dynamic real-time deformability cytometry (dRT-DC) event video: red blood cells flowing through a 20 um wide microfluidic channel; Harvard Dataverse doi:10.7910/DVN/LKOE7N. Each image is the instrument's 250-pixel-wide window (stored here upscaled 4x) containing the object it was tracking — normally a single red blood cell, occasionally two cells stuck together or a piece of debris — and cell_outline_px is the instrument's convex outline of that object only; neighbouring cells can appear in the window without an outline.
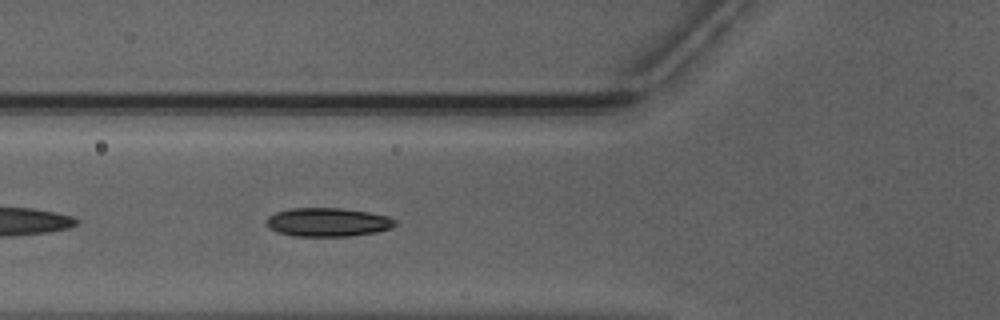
{"species": "Egyptian fruit bat (a non-hibernating species)", "species_latin": "Rousettus aegyptiacus", "temperature_condition": "warm", "stored_images_in_passage": 39, "camera_frame_rate_fps": 3000, "um_per_image_px": 0.085, "animal": {"sex": "male"}, "frame": {"image": 1, "passage_image": 5, "time_ms": 1.333, "image_size_px": [1000, 320], "cell_outline_px": [[400, 224], [392, 228], [376, 232], [348, 236], [292, 236], [268, 228], [268, 216], [276, 212], [288, 208], [340, 208], [368, 212], [388, 216], [396, 220]], "centroid_in_image_um": [27.91, 18.88], "position_along_channel_um": 97.9, "area_um2": 21.56}}
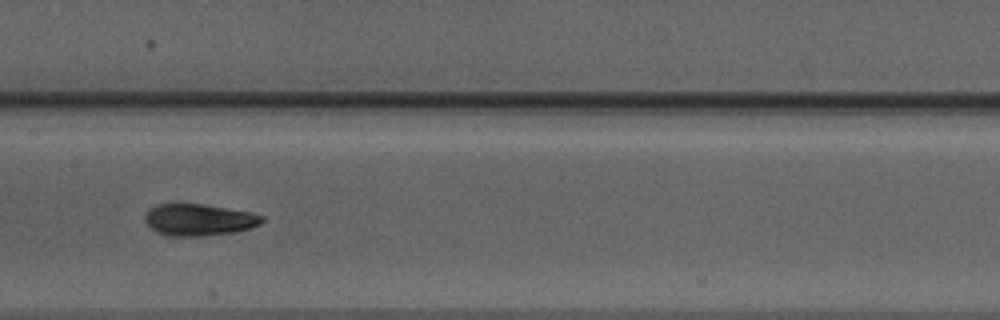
{"frame": {"image": 2, "passage_image": 12, "time_ms": 3.667, "image_size_px": [1000, 320], "cell_outline_px": [[264, 220], [260, 224], [252, 228], [236, 232], [200, 236], [164, 236], [156, 232], [144, 220], [144, 216], [148, 208], [156, 204], [200, 204], [228, 208], [252, 212], [264, 216]], "centroid_in_image_um": [16.91, 18.68], "position_along_channel_um": 190.5, "area_um2": 21.91}}
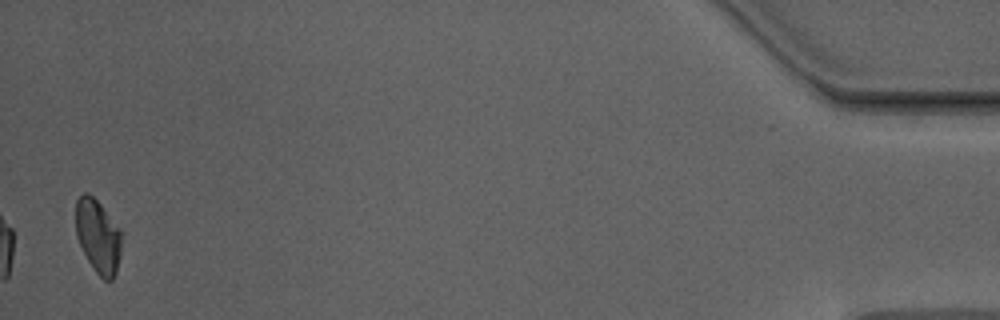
{"frame": {"image": 3, "passage_image": 37, "time_ms": 12.0, "image_size_px": [1000, 320], "cell_outline_px": [[124, 232], [120, 256], [116, 272], [112, 280], [104, 280], [92, 268], [76, 236], [76, 200], [84, 192], [88, 192], [100, 204]], "centroid_in_image_um": [8.37, 20.08], "position_along_channel_um": 426.8, "area_um2": 19.88}, "authors_computed_cell_mechanics": {"area_um2": 21.386, "velocity_mm_per_s": 3.9531, "shape_relaxation_time_tau1_ms": 3.6713, "shape_relaxation_time_tau2_ms": 2.1687, "deformation_change_tau1": 0.1401, "deformation_change_tau2": 0.0616}}